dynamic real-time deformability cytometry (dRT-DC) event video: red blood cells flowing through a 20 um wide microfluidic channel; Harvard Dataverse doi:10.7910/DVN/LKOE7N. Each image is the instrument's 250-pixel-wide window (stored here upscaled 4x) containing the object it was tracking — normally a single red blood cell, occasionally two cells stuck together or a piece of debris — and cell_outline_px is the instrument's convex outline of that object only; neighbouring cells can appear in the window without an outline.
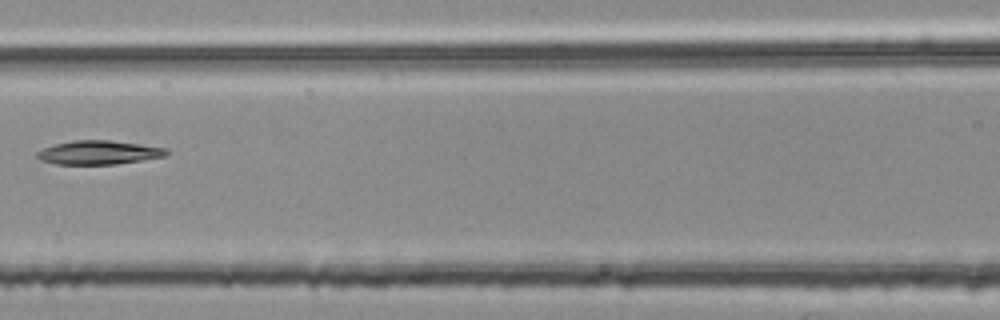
{"species": "common noctule bat (a hibernating species)", "species_latin": "Nyctalus noctula", "temperature_condition": "room temperature", "stored_images_in_passage": 5, "camera_frame_rate_fps": 3000, "um_per_image_px": 0.085, "animal": {"sex": "female", "body_mass_g": 25.1}, "frame": {"image": 1, "passage_image": 5, "time_ms": 1.333, "image_size_px": [1000, 320], "cell_outline_px": [[168, 152], [164, 156], [116, 164], [56, 164], [40, 160], [36, 156], [36, 152], [44, 148], [56, 144], [72, 140], [108, 140], [168, 148]], "centroid_in_image_um": [8.36, 12.96], "position_along_channel_um": 158.2, "area_um2": 17.74}}